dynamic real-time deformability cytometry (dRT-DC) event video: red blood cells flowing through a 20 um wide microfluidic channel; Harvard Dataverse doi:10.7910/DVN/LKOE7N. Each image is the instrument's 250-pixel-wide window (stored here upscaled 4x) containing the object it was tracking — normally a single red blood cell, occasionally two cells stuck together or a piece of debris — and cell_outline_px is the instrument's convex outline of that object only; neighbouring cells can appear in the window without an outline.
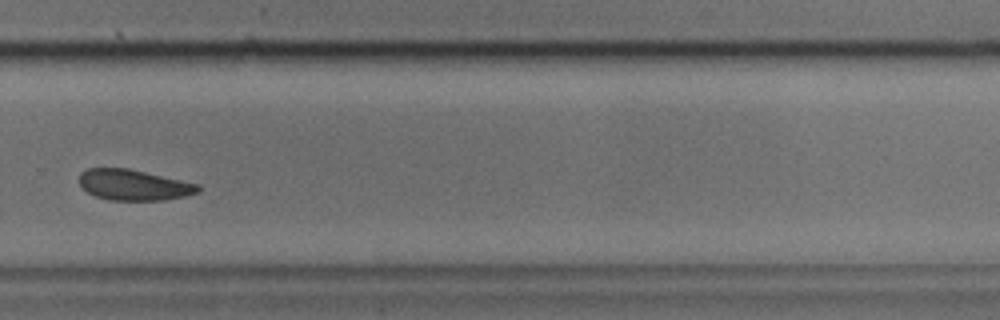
{"species": "common noctule bat (a hibernating species)", "species_latin": "Nyctalus noctula", "temperature_condition": "cold", "stored_images_in_passage": 27, "camera_frame_rate_fps": 3000, "um_per_image_px": 0.085, "animal": {"sex": "male", "body_mass_g": 17.9, "forearm_length_mm": 54.2}, "frame": {"image": 1, "passage_image": 20, "time_ms": 6.333, "image_size_px": [1000, 320], "cell_outline_px": [[200, 188], [196, 192], [184, 196], [164, 200], [108, 200], [96, 196], [88, 192], [80, 184], [80, 172], [88, 168], [128, 168], [200, 184]], "centroid_in_image_um": [11.36, 15.71], "position_along_channel_um": 318.4, "area_um2": 21.15}}